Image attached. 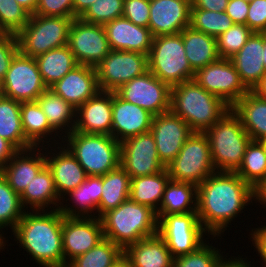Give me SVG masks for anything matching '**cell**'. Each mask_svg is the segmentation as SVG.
Segmentation results:
<instances>
[{
    "instance_id": "7a4b0ae2",
    "label": "cell",
    "mask_w": 266,
    "mask_h": 267,
    "mask_svg": "<svg viewBox=\"0 0 266 267\" xmlns=\"http://www.w3.org/2000/svg\"><path fill=\"white\" fill-rule=\"evenodd\" d=\"M52 210L24 213L12 231L17 243L43 267H64L62 222L64 215ZM48 212V213H47ZM19 241V242H18Z\"/></svg>"
},
{
    "instance_id": "f907efd6",
    "label": "cell",
    "mask_w": 266,
    "mask_h": 267,
    "mask_svg": "<svg viewBox=\"0 0 266 267\" xmlns=\"http://www.w3.org/2000/svg\"><path fill=\"white\" fill-rule=\"evenodd\" d=\"M246 25L253 32H266V0H253L249 2Z\"/></svg>"
},
{
    "instance_id": "d6a6232c",
    "label": "cell",
    "mask_w": 266,
    "mask_h": 267,
    "mask_svg": "<svg viewBox=\"0 0 266 267\" xmlns=\"http://www.w3.org/2000/svg\"><path fill=\"white\" fill-rule=\"evenodd\" d=\"M36 101L55 131L59 130L57 131L58 133L61 131L63 133L66 130L65 135H68L74 130L76 108L57 95L52 89L47 88Z\"/></svg>"
},
{
    "instance_id": "f35d334b",
    "label": "cell",
    "mask_w": 266,
    "mask_h": 267,
    "mask_svg": "<svg viewBox=\"0 0 266 267\" xmlns=\"http://www.w3.org/2000/svg\"><path fill=\"white\" fill-rule=\"evenodd\" d=\"M25 210L20 195L9 186L6 178L0 172V229L10 226L13 231ZM2 237L3 234H0V250H4L6 246L5 237Z\"/></svg>"
},
{
    "instance_id": "11a10c76",
    "label": "cell",
    "mask_w": 266,
    "mask_h": 267,
    "mask_svg": "<svg viewBox=\"0 0 266 267\" xmlns=\"http://www.w3.org/2000/svg\"><path fill=\"white\" fill-rule=\"evenodd\" d=\"M18 150L0 136V170L8 163Z\"/></svg>"
},
{
    "instance_id": "277c9868",
    "label": "cell",
    "mask_w": 266,
    "mask_h": 267,
    "mask_svg": "<svg viewBox=\"0 0 266 267\" xmlns=\"http://www.w3.org/2000/svg\"><path fill=\"white\" fill-rule=\"evenodd\" d=\"M103 235L123 250L139 240L158 234L156 212L130 199L101 217Z\"/></svg>"
},
{
    "instance_id": "4316f807",
    "label": "cell",
    "mask_w": 266,
    "mask_h": 267,
    "mask_svg": "<svg viewBox=\"0 0 266 267\" xmlns=\"http://www.w3.org/2000/svg\"><path fill=\"white\" fill-rule=\"evenodd\" d=\"M124 256L132 267H173L174 261L166 243L158 234L127 246Z\"/></svg>"
},
{
    "instance_id": "5b68a950",
    "label": "cell",
    "mask_w": 266,
    "mask_h": 267,
    "mask_svg": "<svg viewBox=\"0 0 266 267\" xmlns=\"http://www.w3.org/2000/svg\"><path fill=\"white\" fill-rule=\"evenodd\" d=\"M213 162L220 172H237L240 168L246 148L252 140L242 126L240 118L229 110L212 127L204 131Z\"/></svg>"
},
{
    "instance_id": "9f6ffc18",
    "label": "cell",
    "mask_w": 266,
    "mask_h": 267,
    "mask_svg": "<svg viewBox=\"0 0 266 267\" xmlns=\"http://www.w3.org/2000/svg\"><path fill=\"white\" fill-rule=\"evenodd\" d=\"M242 257H237L236 258H232L229 260L226 257L222 258L220 260V262L216 265V267H251L250 262H247L246 259H244ZM228 260V261H227Z\"/></svg>"
},
{
    "instance_id": "6125c7cd",
    "label": "cell",
    "mask_w": 266,
    "mask_h": 267,
    "mask_svg": "<svg viewBox=\"0 0 266 267\" xmlns=\"http://www.w3.org/2000/svg\"><path fill=\"white\" fill-rule=\"evenodd\" d=\"M112 267H132V264L123 254Z\"/></svg>"
},
{
    "instance_id": "94428289",
    "label": "cell",
    "mask_w": 266,
    "mask_h": 267,
    "mask_svg": "<svg viewBox=\"0 0 266 267\" xmlns=\"http://www.w3.org/2000/svg\"><path fill=\"white\" fill-rule=\"evenodd\" d=\"M19 5L24 7L30 14L35 13L38 0H15Z\"/></svg>"
},
{
    "instance_id": "ac0fdd59",
    "label": "cell",
    "mask_w": 266,
    "mask_h": 267,
    "mask_svg": "<svg viewBox=\"0 0 266 267\" xmlns=\"http://www.w3.org/2000/svg\"><path fill=\"white\" fill-rule=\"evenodd\" d=\"M150 132L154 136L160 161L167 166L175 159L194 131L170 110L154 116Z\"/></svg>"
},
{
    "instance_id": "680465c9",
    "label": "cell",
    "mask_w": 266,
    "mask_h": 267,
    "mask_svg": "<svg viewBox=\"0 0 266 267\" xmlns=\"http://www.w3.org/2000/svg\"><path fill=\"white\" fill-rule=\"evenodd\" d=\"M255 200H258L261 205H265L266 207V180L255 189Z\"/></svg>"
},
{
    "instance_id": "e575fe53",
    "label": "cell",
    "mask_w": 266,
    "mask_h": 267,
    "mask_svg": "<svg viewBox=\"0 0 266 267\" xmlns=\"http://www.w3.org/2000/svg\"><path fill=\"white\" fill-rule=\"evenodd\" d=\"M197 212V186L169 180L156 215Z\"/></svg>"
},
{
    "instance_id": "7c38bea8",
    "label": "cell",
    "mask_w": 266,
    "mask_h": 267,
    "mask_svg": "<svg viewBox=\"0 0 266 267\" xmlns=\"http://www.w3.org/2000/svg\"><path fill=\"white\" fill-rule=\"evenodd\" d=\"M4 96L18 102H33L47 89L34 57L20 51L3 78Z\"/></svg>"
},
{
    "instance_id": "d4e9b609",
    "label": "cell",
    "mask_w": 266,
    "mask_h": 267,
    "mask_svg": "<svg viewBox=\"0 0 266 267\" xmlns=\"http://www.w3.org/2000/svg\"><path fill=\"white\" fill-rule=\"evenodd\" d=\"M264 32H254L246 44L230 59L240 80L252 91L266 74L263 65Z\"/></svg>"
},
{
    "instance_id": "ab89813d",
    "label": "cell",
    "mask_w": 266,
    "mask_h": 267,
    "mask_svg": "<svg viewBox=\"0 0 266 267\" xmlns=\"http://www.w3.org/2000/svg\"><path fill=\"white\" fill-rule=\"evenodd\" d=\"M236 173L254 189L266 180V155L258 141H250Z\"/></svg>"
},
{
    "instance_id": "60d3db41",
    "label": "cell",
    "mask_w": 266,
    "mask_h": 267,
    "mask_svg": "<svg viewBox=\"0 0 266 267\" xmlns=\"http://www.w3.org/2000/svg\"><path fill=\"white\" fill-rule=\"evenodd\" d=\"M123 254L120 246L104 238L89 251L73 259L67 267H112Z\"/></svg>"
},
{
    "instance_id": "d590c367",
    "label": "cell",
    "mask_w": 266,
    "mask_h": 267,
    "mask_svg": "<svg viewBox=\"0 0 266 267\" xmlns=\"http://www.w3.org/2000/svg\"><path fill=\"white\" fill-rule=\"evenodd\" d=\"M0 136L17 150L34 147L26 138L21 122V102L6 96L0 97Z\"/></svg>"
},
{
    "instance_id": "52a82bcc",
    "label": "cell",
    "mask_w": 266,
    "mask_h": 267,
    "mask_svg": "<svg viewBox=\"0 0 266 267\" xmlns=\"http://www.w3.org/2000/svg\"><path fill=\"white\" fill-rule=\"evenodd\" d=\"M147 56L149 71L170 87L194 79L181 33L154 37Z\"/></svg>"
},
{
    "instance_id": "9a60e30c",
    "label": "cell",
    "mask_w": 266,
    "mask_h": 267,
    "mask_svg": "<svg viewBox=\"0 0 266 267\" xmlns=\"http://www.w3.org/2000/svg\"><path fill=\"white\" fill-rule=\"evenodd\" d=\"M194 80L205 90L232 107L249 90L230 59H219L195 72Z\"/></svg>"
},
{
    "instance_id": "8d00e7d4",
    "label": "cell",
    "mask_w": 266,
    "mask_h": 267,
    "mask_svg": "<svg viewBox=\"0 0 266 267\" xmlns=\"http://www.w3.org/2000/svg\"><path fill=\"white\" fill-rule=\"evenodd\" d=\"M131 178L119 165L116 169L103 175V186L100 204L97 209L98 218L107 211L117 208L129 199Z\"/></svg>"
},
{
    "instance_id": "1f68e13d",
    "label": "cell",
    "mask_w": 266,
    "mask_h": 267,
    "mask_svg": "<svg viewBox=\"0 0 266 267\" xmlns=\"http://www.w3.org/2000/svg\"><path fill=\"white\" fill-rule=\"evenodd\" d=\"M169 180L167 169L153 175L132 178L129 199L157 212Z\"/></svg>"
},
{
    "instance_id": "e0dca14e",
    "label": "cell",
    "mask_w": 266,
    "mask_h": 267,
    "mask_svg": "<svg viewBox=\"0 0 266 267\" xmlns=\"http://www.w3.org/2000/svg\"><path fill=\"white\" fill-rule=\"evenodd\" d=\"M104 239L101 219L98 217H67L62 222L64 267L86 253Z\"/></svg>"
},
{
    "instance_id": "681fc988",
    "label": "cell",
    "mask_w": 266,
    "mask_h": 267,
    "mask_svg": "<svg viewBox=\"0 0 266 267\" xmlns=\"http://www.w3.org/2000/svg\"><path fill=\"white\" fill-rule=\"evenodd\" d=\"M19 52L16 35L0 34V77L7 73L14 56Z\"/></svg>"
},
{
    "instance_id": "3957f363",
    "label": "cell",
    "mask_w": 266,
    "mask_h": 267,
    "mask_svg": "<svg viewBox=\"0 0 266 267\" xmlns=\"http://www.w3.org/2000/svg\"><path fill=\"white\" fill-rule=\"evenodd\" d=\"M170 110L181 117L194 132H204L231 107L193 79L171 86Z\"/></svg>"
},
{
    "instance_id": "484cf974",
    "label": "cell",
    "mask_w": 266,
    "mask_h": 267,
    "mask_svg": "<svg viewBox=\"0 0 266 267\" xmlns=\"http://www.w3.org/2000/svg\"><path fill=\"white\" fill-rule=\"evenodd\" d=\"M57 149L60 150L57 154L53 152L51 153L53 156L50 154L49 157L45 153V157L46 165L52 172L56 191L63 202L64 196L80 186L88 175L72 153L67 148L65 149V146L64 148L58 146Z\"/></svg>"
},
{
    "instance_id": "03108f58",
    "label": "cell",
    "mask_w": 266,
    "mask_h": 267,
    "mask_svg": "<svg viewBox=\"0 0 266 267\" xmlns=\"http://www.w3.org/2000/svg\"><path fill=\"white\" fill-rule=\"evenodd\" d=\"M4 96L3 79L0 77V97Z\"/></svg>"
},
{
    "instance_id": "8fae6325",
    "label": "cell",
    "mask_w": 266,
    "mask_h": 267,
    "mask_svg": "<svg viewBox=\"0 0 266 267\" xmlns=\"http://www.w3.org/2000/svg\"><path fill=\"white\" fill-rule=\"evenodd\" d=\"M95 68L100 90L115 92L125 83L149 71L148 56L138 52L111 50Z\"/></svg>"
},
{
    "instance_id": "bcb514c9",
    "label": "cell",
    "mask_w": 266,
    "mask_h": 267,
    "mask_svg": "<svg viewBox=\"0 0 266 267\" xmlns=\"http://www.w3.org/2000/svg\"><path fill=\"white\" fill-rule=\"evenodd\" d=\"M124 0H96L80 17L83 21L104 25L123 16Z\"/></svg>"
},
{
    "instance_id": "816d5d0a",
    "label": "cell",
    "mask_w": 266,
    "mask_h": 267,
    "mask_svg": "<svg viewBox=\"0 0 266 267\" xmlns=\"http://www.w3.org/2000/svg\"><path fill=\"white\" fill-rule=\"evenodd\" d=\"M249 2L245 0H229L226 13L234 24H245L247 20Z\"/></svg>"
},
{
    "instance_id": "f5cc1de1",
    "label": "cell",
    "mask_w": 266,
    "mask_h": 267,
    "mask_svg": "<svg viewBox=\"0 0 266 267\" xmlns=\"http://www.w3.org/2000/svg\"><path fill=\"white\" fill-rule=\"evenodd\" d=\"M229 0H191V9L225 12Z\"/></svg>"
},
{
    "instance_id": "6da1fadb",
    "label": "cell",
    "mask_w": 266,
    "mask_h": 267,
    "mask_svg": "<svg viewBox=\"0 0 266 267\" xmlns=\"http://www.w3.org/2000/svg\"><path fill=\"white\" fill-rule=\"evenodd\" d=\"M254 198L255 189L236 172L215 171L197 187L198 219L209 235L221 237Z\"/></svg>"
},
{
    "instance_id": "7bdbcfd3",
    "label": "cell",
    "mask_w": 266,
    "mask_h": 267,
    "mask_svg": "<svg viewBox=\"0 0 266 267\" xmlns=\"http://www.w3.org/2000/svg\"><path fill=\"white\" fill-rule=\"evenodd\" d=\"M30 15L15 0H0V34L17 35L28 23Z\"/></svg>"
},
{
    "instance_id": "db71d44e",
    "label": "cell",
    "mask_w": 266,
    "mask_h": 267,
    "mask_svg": "<svg viewBox=\"0 0 266 267\" xmlns=\"http://www.w3.org/2000/svg\"><path fill=\"white\" fill-rule=\"evenodd\" d=\"M262 228L252 229V233L250 235L252 241H254L253 246L257 249L258 254L261 256L264 266L266 267V226H260ZM254 230V231H253Z\"/></svg>"
},
{
    "instance_id": "5bb4252c",
    "label": "cell",
    "mask_w": 266,
    "mask_h": 267,
    "mask_svg": "<svg viewBox=\"0 0 266 267\" xmlns=\"http://www.w3.org/2000/svg\"><path fill=\"white\" fill-rule=\"evenodd\" d=\"M115 93L154 116L170 111L171 87L150 71L125 83Z\"/></svg>"
},
{
    "instance_id": "836d02e7",
    "label": "cell",
    "mask_w": 266,
    "mask_h": 267,
    "mask_svg": "<svg viewBox=\"0 0 266 267\" xmlns=\"http://www.w3.org/2000/svg\"><path fill=\"white\" fill-rule=\"evenodd\" d=\"M42 79L50 88L79 65L68 45L51 49L35 57Z\"/></svg>"
},
{
    "instance_id": "cb8c5ba5",
    "label": "cell",
    "mask_w": 266,
    "mask_h": 267,
    "mask_svg": "<svg viewBox=\"0 0 266 267\" xmlns=\"http://www.w3.org/2000/svg\"><path fill=\"white\" fill-rule=\"evenodd\" d=\"M38 148L32 147L26 150H18L0 170L9 186L19 195L24 192L32 178L46 165L45 153H39L43 148L41 150Z\"/></svg>"
},
{
    "instance_id": "7402d4cb",
    "label": "cell",
    "mask_w": 266,
    "mask_h": 267,
    "mask_svg": "<svg viewBox=\"0 0 266 267\" xmlns=\"http://www.w3.org/2000/svg\"><path fill=\"white\" fill-rule=\"evenodd\" d=\"M50 89L77 109L100 91L96 68L79 64Z\"/></svg>"
},
{
    "instance_id": "91938a15",
    "label": "cell",
    "mask_w": 266,
    "mask_h": 267,
    "mask_svg": "<svg viewBox=\"0 0 266 267\" xmlns=\"http://www.w3.org/2000/svg\"><path fill=\"white\" fill-rule=\"evenodd\" d=\"M257 96L266 99V74L252 90Z\"/></svg>"
},
{
    "instance_id": "2e32d148",
    "label": "cell",
    "mask_w": 266,
    "mask_h": 267,
    "mask_svg": "<svg viewBox=\"0 0 266 267\" xmlns=\"http://www.w3.org/2000/svg\"><path fill=\"white\" fill-rule=\"evenodd\" d=\"M120 166L130 178L153 175L166 169L157 153L152 133L146 132L120 143Z\"/></svg>"
},
{
    "instance_id": "9c48e42d",
    "label": "cell",
    "mask_w": 266,
    "mask_h": 267,
    "mask_svg": "<svg viewBox=\"0 0 266 267\" xmlns=\"http://www.w3.org/2000/svg\"><path fill=\"white\" fill-rule=\"evenodd\" d=\"M166 169L170 180L190 183L197 187L213 174L216 170L204 132H193Z\"/></svg>"
},
{
    "instance_id": "f1b7e54d",
    "label": "cell",
    "mask_w": 266,
    "mask_h": 267,
    "mask_svg": "<svg viewBox=\"0 0 266 267\" xmlns=\"http://www.w3.org/2000/svg\"><path fill=\"white\" fill-rule=\"evenodd\" d=\"M103 186V176H88L87 179L75 190L68 194L70 201H73L74 207L65 204L60 206V212L67 217H97V209L100 204ZM77 210V211H76ZM96 211L95 213L93 211ZM93 214L91 215V213ZM90 213V214H89Z\"/></svg>"
},
{
    "instance_id": "d6986e66",
    "label": "cell",
    "mask_w": 266,
    "mask_h": 267,
    "mask_svg": "<svg viewBox=\"0 0 266 267\" xmlns=\"http://www.w3.org/2000/svg\"><path fill=\"white\" fill-rule=\"evenodd\" d=\"M190 0H150L148 28L154 37L180 33L190 25Z\"/></svg>"
},
{
    "instance_id": "603a6c76",
    "label": "cell",
    "mask_w": 266,
    "mask_h": 267,
    "mask_svg": "<svg viewBox=\"0 0 266 267\" xmlns=\"http://www.w3.org/2000/svg\"><path fill=\"white\" fill-rule=\"evenodd\" d=\"M103 26L111 50L148 55L154 38L149 28L135 25L123 16L109 21Z\"/></svg>"
},
{
    "instance_id": "74e56055",
    "label": "cell",
    "mask_w": 266,
    "mask_h": 267,
    "mask_svg": "<svg viewBox=\"0 0 266 267\" xmlns=\"http://www.w3.org/2000/svg\"><path fill=\"white\" fill-rule=\"evenodd\" d=\"M21 122L25 138L34 147H41V142L42 144H44V142L48 144L50 139L56 141L55 137L58 136V132L50 126L47 116L44 114L37 101L21 103ZM53 132L57 134H55L54 138L50 136ZM48 136L51 138H45ZM44 139L49 141H44Z\"/></svg>"
},
{
    "instance_id": "f6af8a7d",
    "label": "cell",
    "mask_w": 266,
    "mask_h": 267,
    "mask_svg": "<svg viewBox=\"0 0 266 267\" xmlns=\"http://www.w3.org/2000/svg\"><path fill=\"white\" fill-rule=\"evenodd\" d=\"M207 244L204 242L195 251L175 257L173 267H216L223 255Z\"/></svg>"
},
{
    "instance_id": "83f0119b",
    "label": "cell",
    "mask_w": 266,
    "mask_h": 267,
    "mask_svg": "<svg viewBox=\"0 0 266 267\" xmlns=\"http://www.w3.org/2000/svg\"><path fill=\"white\" fill-rule=\"evenodd\" d=\"M20 199L24 209L30 205L32 211H46L48 209H45V207L48 208L51 204L55 205L56 210L60 208L62 198L58 196L52 172L47 165L28 183L24 192L20 195Z\"/></svg>"
},
{
    "instance_id": "c3c4849f",
    "label": "cell",
    "mask_w": 266,
    "mask_h": 267,
    "mask_svg": "<svg viewBox=\"0 0 266 267\" xmlns=\"http://www.w3.org/2000/svg\"><path fill=\"white\" fill-rule=\"evenodd\" d=\"M150 0H124L123 17L135 25L148 28Z\"/></svg>"
},
{
    "instance_id": "6f0895ef",
    "label": "cell",
    "mask_w": 266,
    "mask_h": 267,
    "mask_svg": "<svg viewBox=\"0 0 266 267\" xmlns=\"http://www.w3.org/2000/svg\"><path fill=\"white\" fill-rule=\"evenodd\" d=\"M96 0H73L74 18H80Z\"/></svg>"
},
{
    "instance_id": "30bf717a",
    "label": "cell",
    "mask_w": 266,
    "mask_h": 267,
    "mask_svg": "<svg viewBox=\"0 0 266 267\" xmlns=\"http://www.w3.org/2000/svg\"><path fill=\"white\" fill-rule=\"evenodd\" d=\"M157 219L158 235L174 258L191 253L204 243L206 231L198 219L197 212L157 215Z\"/></svg>"
},
{
    "instance_id": "7dc6e473",
    "label": "cell",
    "mask_w": 266,
    "mask_h": 267,
    "mask_svg": "<svg viewBox=\"0 0 266 267\" xmlns=\"http://www.w3.org/2000/svg\"><path fill=\"white\" fill-rule=\"evenodd\" d=\"M34 15L74 18L73 0H38Z\"/></svg>"
},
{
    "instance_id": "f546056e",
    "label": "cell",
    "mask_w": 266,
    "mask_h": 267,
    "mask_svg": "<svg viewBox=\"0 0 266 267\" xmlns=\"http://www.w3.org/2000/svg\"><path fill=\"white\" fill-rule=\"evenodd\" d=\"M252 140L266 138V99L249 91L232 107Z\"/></svg>"
},
{
    "instance_id": "8992f818",
    "label": "cell",
    "mask_w": 266,
    "mask_h": 267,
    "mask_svg": "<svg viewBox=\"0 0 266 267\" xmlns=\"http://www.w3.org/2000/svg\"><path fill=\"white\" fill-rule=\"evenodd\" d=\"M67 148L88 176H103L120 165V142L111 135L72 131L63 135Z\"/></svg>"
},
{
    "instance_id": "4dcf8cb0",
    "label": "cell",
    "mask_w": 266,
    "mask_h": 267,
    "mask_svg": "<svg viewBox=\"0 0 266 267\" xmlns=\"http://www.w3.org/2000/svg\"><path fill=\"white\" fill-rule=\"evenodd\" d=\"M180 33L182 34L185 55L195 72L220 59L215 37L196 31L190 26Z\"/></svg>"
},
{
    "instance_id": "ffe728a7",
    "label": "cell",
    "mask_w": 266,
    "mask_h": 267,
    "mask_svg": "<svg viewBox=\"0 0 266 267\" xmlns=\"http://www.w3.org/2000/svg\"><path fill=\"white\" fill-rule=\"evenodd\" d=\"M154 115L112 92V136L122 142L151 129Z\"/></svg>"
},
{
    "instance_id": "e7e4bbea",
    "label": "cell",
    "mask_w": 266,
    "mask_h": 267,
    "mask_svg": "<svg viewBox=\"0 0 266 267\" xmlns=\"http://www.w3.org/2000/svg\"><path fill=\"white\" fill-rule=\"evenodd\" d=\"M258 142L261 144V146L265 152V155H266V138L258 140Z\"/></svg>"
},
{
    "instance_id": "b9f144b4",
    "label": "cell",
    "mask_w": 266,
    "mask_h": 267,
    "mask_svg": "<svg viewBox=\"0 0 266 267\" xmlns=\"http://www.w3.org/2000/svg\"><path fill=\"white\" fill-rule=\"evenodd\" d=\"M232 19L226 12H214L204 9H190V27L217 38L232 25Z\"/></svg>"
},
{
    "instance_id": "ba28073f",
    "label": "cell",
    "mask_w": 266,
    "mask_h": 267,
    "mask_svg": "<svg viewBox=\"0 0 266 267\" xmlns=\"http://www.w3.org/2000/svg\"><path fill=\"white\" fill-rule=\"evenodd\" d=\"M74 19L31 14L28 23L16 35L19 51L35 58L51 49L67 45Z\"/></svg>"
},
{
    "instance_id": "be15d7a7",
    "label": "cell",
    "mask_w": 266,
    "mask_h": 267,
    "mask_svg": "<svg viewBox=\"0 0 266 267\" xmlns=\"http://www.w3.org/2000/svg\"><path fill=\"white\" fill-rule=\"evenodd\" d=\"M263 65H264V68H265V73H266V32H264V48H263Z\"/></svg>"
},
{
    "instance_id": "ee69618b",
    "label": "cell",
    "mask_w": 266,
    "mask_h": 267,
    "mask_svg": "<svg viewBox=\"0 0 266 267\" xmlns=\"http://www.w3.org/2000/svg\"><path fill=\"white\" fill-rule=\"evenodd\" d=\"M253 33L245 24H233L216 38L220 58L231 59L246 44Z\"/></svg>"
},
{
    "instance_id": "44dd1931",
    "label": "cell",
    "mask_w": 266,
    "mask_h": 267,
    "mask_svg": "<svg viewBox=\"0 0 266 267\" xmlns=\"http://www.w3.org/2000/svg\"><path fill=\"white\" fill-rule=\"evenodd\" d=\"M73 131L112 136V92L99 91L76 109Z\"/></svg>"
},
{
    "instance_id": "4fadbf2b",
    "label": "cell",
    "mask_w": 266,
    "mask_h": 267,
    "mask_svg": "<svg viewBox=\"0 0 266 267\" xmlns=\"http://www.w3.org/2000/svg\"><path fill=\"white\" fill-rule=\"evenodd\" d=\"M69 49L78 64L96 67L111 51L103 25L75 18L68 34Z\"/></svg>"
}]
</instances>
